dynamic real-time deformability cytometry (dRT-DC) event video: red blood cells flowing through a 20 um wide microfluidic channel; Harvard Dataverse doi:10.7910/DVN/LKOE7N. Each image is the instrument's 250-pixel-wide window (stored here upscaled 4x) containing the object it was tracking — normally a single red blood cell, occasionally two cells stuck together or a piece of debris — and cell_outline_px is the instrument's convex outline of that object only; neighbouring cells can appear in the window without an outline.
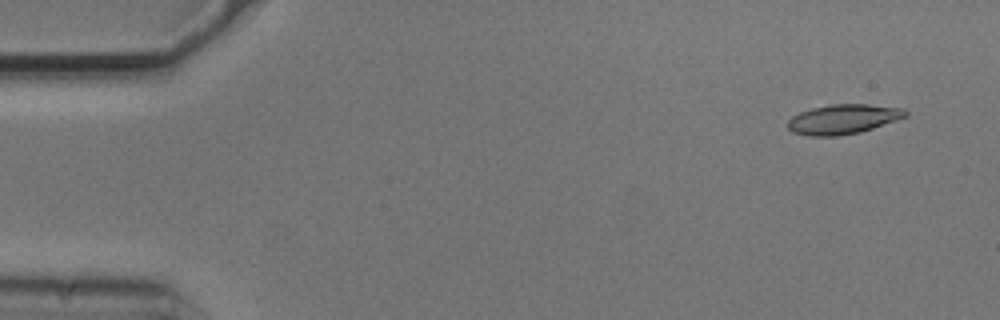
{"species": "common noctule bat (a hibernating species)", "species_latin": "Nyctalus noctula", "temperature_condition": "cold", "stored_images_in_passage": 6, "camera_frame_rate_fps": 3000, "um_per_image_px": 0.085, "animal": {"sex": "male", "body_mass_g": 20.5, "forearm_length_mm": 52.5}, "frame": {"image": 1, "passage_image": 2, "time_ms": 0.333, "image_size_px": [1000, 320], "cell_outline_px": [[908, 116], [860, 132], [836, 136], [808, 136], [792, 132], [788, 128], [788, 120], [792, 116], [800, 112], [812, 108], [832, 104], [868, 104], [904, 108], [908, 112]], "centroid_in_image_um": [71.66, 10.13], "position_along_channel_um": 13.3, "area_um2": 20.35}}
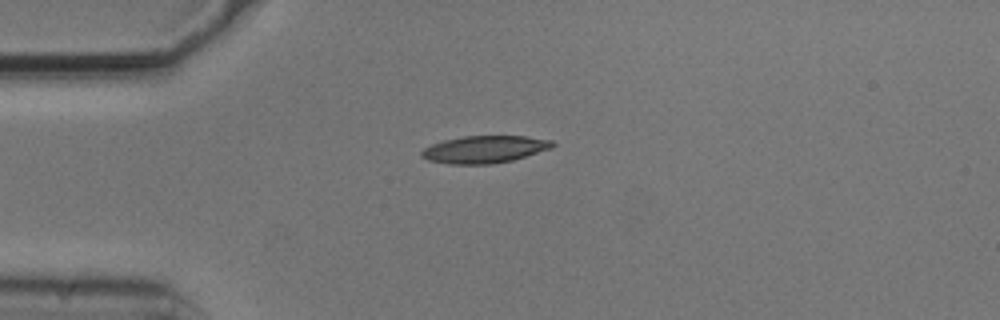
{"frame": {"image": 2, "passage_image": 5, "time_ms": 1.333, "image_size_px": [1000, 320], "cell_outline_px": [[556, 144], [552, 148], [512, 160], [492, 164], [452, 164], [428, 160], [420, 156], [420, 152], [424, 148], [432, 144], [444, 140], [464, 136], [524, 136], [552, 140]], "centroid_in_image_um": [41.18, 12.69], "position_along_channel_um": 43.8, "area_um2": 20.75}}